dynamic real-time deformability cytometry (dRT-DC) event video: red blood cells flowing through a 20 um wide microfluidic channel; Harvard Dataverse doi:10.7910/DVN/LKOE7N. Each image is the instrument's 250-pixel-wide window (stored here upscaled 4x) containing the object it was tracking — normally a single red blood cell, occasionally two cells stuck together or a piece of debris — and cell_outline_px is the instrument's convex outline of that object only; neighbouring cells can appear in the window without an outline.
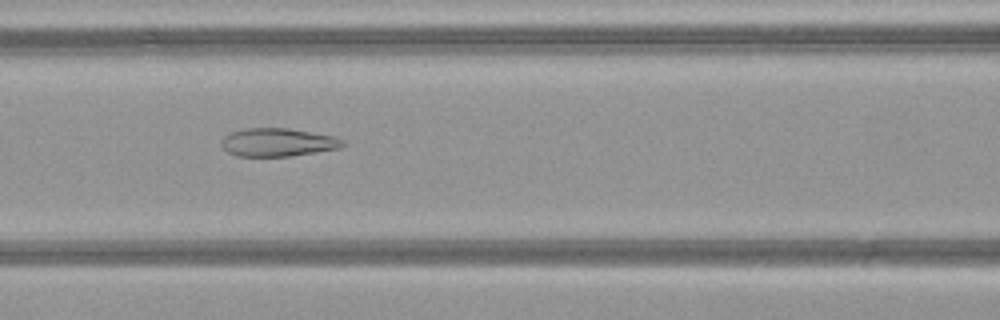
{"species": "common noctule bat (a hibernating species)", "species_latin": "Nyctalus noctula", "temperature_condition": "warm", "stored_images_in_passage": 44, "camera_frame_rate_fps": 3000, "um_per_image_px": 0.085, "animal": {"sex": "female", "body_mass_g": 21.9}, "frame": {"image": 1, "passage_image": 22, "time_ms": 7.0, "image_size_px": [1000, 320], "cell_outline_px": [[344, 144], [340, 148], [316, 152], [288, 156], [236, 156], [228, 152], [220, 144], [220, 140], [228, 132], [244, 128], [288, 128], [336, 136], [344, 140]], "centroid_in_image_um": [23.58, 12.08], "position_along_channel_um": 143.0, "area_um2": 20.11}}
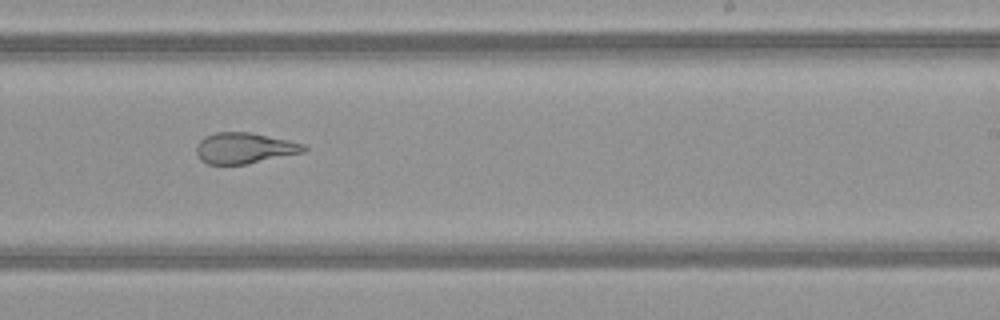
{"frame": {"image": 2, "passage_image": 31, "time_ms": 10.0, "image_size_px": [1000, 320], "cell_outline_px": [[308, 148], [304, 152], [244, 164], [208, 164], [200, 160], [196, 156], [196, 144], [204, 136], [216, 132], [252, 132], [288, 140], [304, 144]], "centroid_in_image_um": [20.73, 12.58], "position_along_channel_um": 268.3, "area_um2": 19.36}}
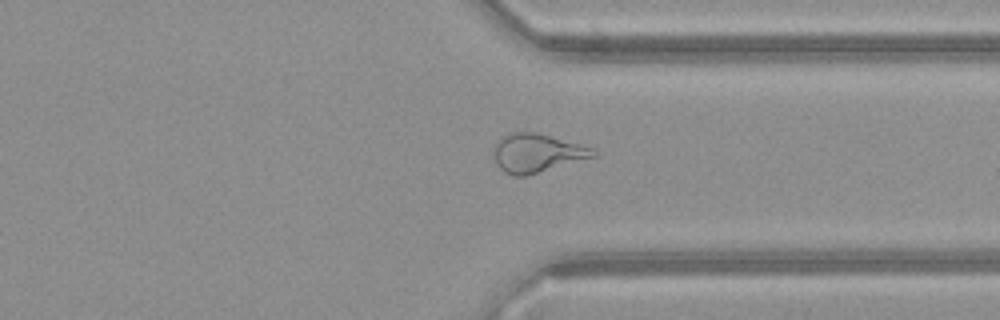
{"frame": {"image": 3, "passage_image": 38, "time_ms": 12.333, "image_size_px": [1000, 320], "cell_outline_px": [[596, 156], [524, 176], [512, 176], [504, 172], [496, 164], [496, 140], [500, 136], [508, 132], [536, 132], [580, 144], [592, 148], [596, 152]], "centroid_in_image_um": [45.61, 12.99], "position_along_channel_um": 365.8, "area_um2": 22.08}}